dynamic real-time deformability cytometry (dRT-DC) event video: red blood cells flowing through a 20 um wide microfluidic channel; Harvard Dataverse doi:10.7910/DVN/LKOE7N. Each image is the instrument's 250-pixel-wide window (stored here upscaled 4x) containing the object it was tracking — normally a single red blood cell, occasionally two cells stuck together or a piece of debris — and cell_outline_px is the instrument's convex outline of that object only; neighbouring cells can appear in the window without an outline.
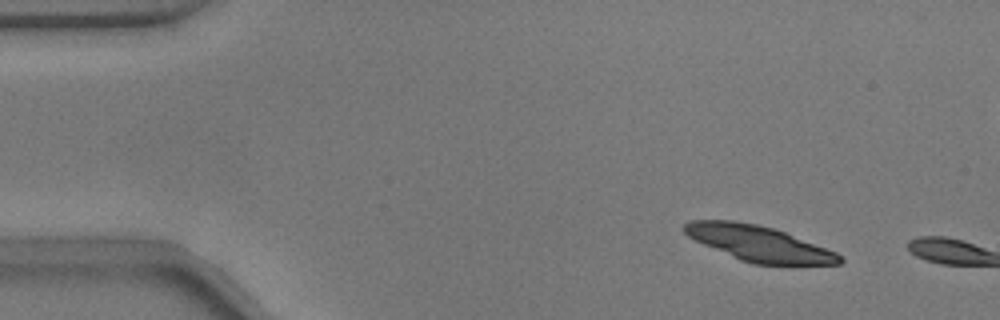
{"species": "common noctule bat (a hibernating species)", "species_latin": "Nyctalus noctula", "temperature_condition": "warm", "stored_images_in_passage": 8, "camera_frame_rate_fps": 3000, "um_per_image_px": 0.085, "animal": {"sex": "male", "body_mass_g": 17.9}, "frame": {"image": 1, "passage_image": 6, "time_ms": 1.667, "image_size_px": [1000, 320], "cell_outline_px": [[844, 260], [840, 264], [752, 264], [740, 260], [704, 244], [688, 236], [684, 232], [684, 224], [692, 220], [732, 220], [756, 224], [772, 228], [784, 232], [836, 252]], "centroid_in_image_um": [64.48, 20.69], "position_along_channel_um": 20.5, "area_um2": 31.5}}